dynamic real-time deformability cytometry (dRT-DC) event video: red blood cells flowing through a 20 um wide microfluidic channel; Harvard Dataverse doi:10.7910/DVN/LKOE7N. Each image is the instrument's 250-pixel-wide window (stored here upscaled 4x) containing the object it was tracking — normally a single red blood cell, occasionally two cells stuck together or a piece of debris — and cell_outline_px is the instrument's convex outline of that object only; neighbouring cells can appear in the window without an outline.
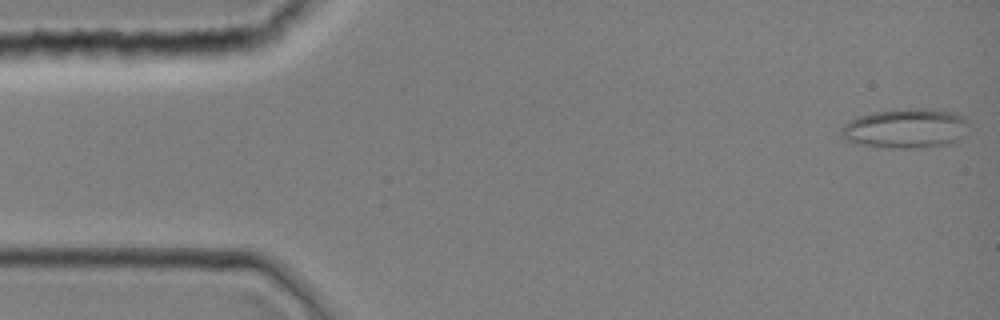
{"species": "common noctule bat (a hibernating species)", "species_latin": "Nyctalus noctula", "temperature_condition": "room temperature", "stored_images_in_passage": 6, "camera_frame_rate_fps": 3000, "um_per_image_px": 0.085, "animal": {"sex": "female", "body_mass_g": 19.0, "forearm_length_mm": 51.5}, "frame": {"image": 1, "passage_image": 1, "time_ms": 0.0, "image_size_px": [1000, 320], "cell_outline_px": [[968, 136], [952, 144], [920, 148], [888, 148], [860, 144], [844, 140], [840, 136], [840, 128], [844, 124], [856, 116], [896, 108], [928, 108], [952, 112], [968, 120]], "centroid_in_image_um": [77.01, 10.92], "position_along_channel_um": 8.0, "area_um2": 30.23}}